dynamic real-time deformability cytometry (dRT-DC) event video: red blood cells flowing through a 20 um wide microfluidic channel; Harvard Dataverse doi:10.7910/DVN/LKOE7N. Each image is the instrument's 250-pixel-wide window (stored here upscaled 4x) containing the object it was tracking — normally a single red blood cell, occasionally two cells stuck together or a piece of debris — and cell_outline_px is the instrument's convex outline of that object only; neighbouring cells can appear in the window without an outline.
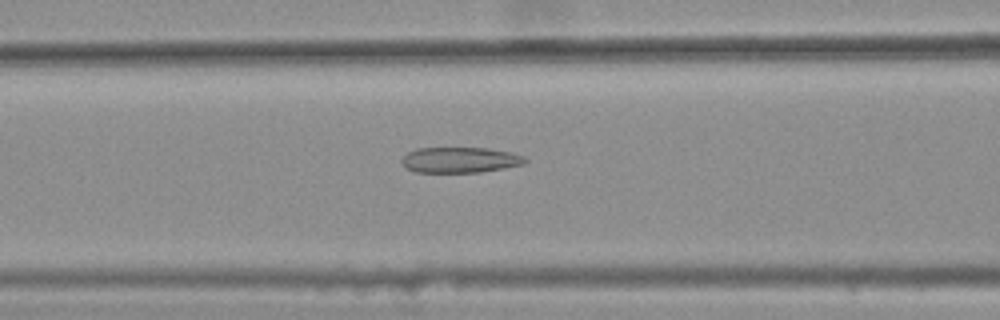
{"species": "common noctule bat (a hibernating species)", "species_latin": "Nyctalus noctula", "temperature_condition": "warm", "stored_images_in_passage": 48, "camera_frame_rate_fps": 3000, "um_per_image_px": 0.085, "animal": {"sex": "female", "body_mass_g": 25.1}, "frame": {"image": 1, "passage_image": 23, "time_ms": 7.333, "image_size_px": [1000, 320], "cell_outline_px": [[528, 160], [524, 164], [504, 168], [480, 172], [416, 172], [408, 168], [400, 160], [408, 152], [416, 148], [488, 148], [512, 152], [524, 156]], "centroid_in_image_um": [39.14, 13.59], "position_along_channel_um": 127.5, "area_um2": 18.38}}
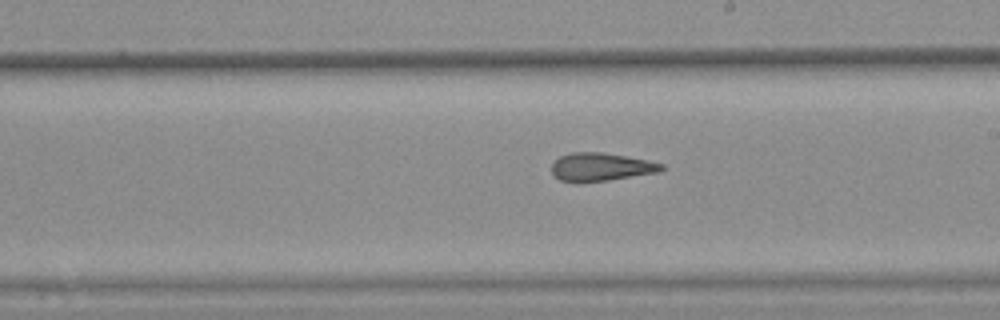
{"frame": {"image": 2, "passage_image": 32, "time_ms": 10.333, "image_size_px": [1000, 320], "cell_outline_px": [[664, 168], [660, 172], [608, 180], [580, 184], [560, 180], [552, 172], [552, 164], [560, 156], [572, 152], [600, 152], [648, 160], [664, 164]], "centroid_in_image_um": [51.07, 14.21], "position_along_channel_um": 237.9, "area_um2": 18.15}}
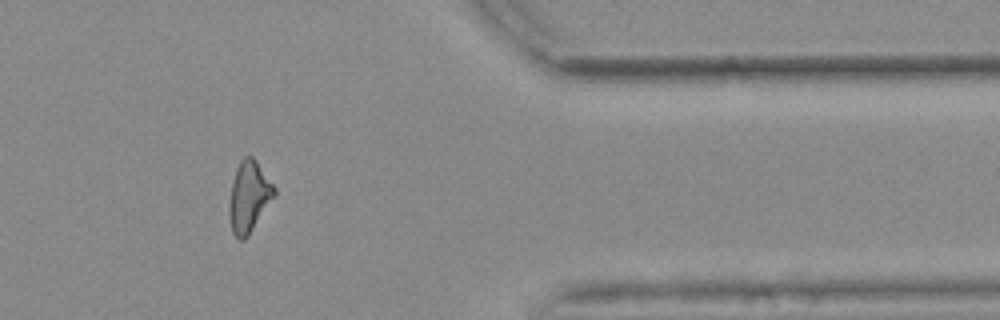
{"frame": {"image": 3, "passage_image": 46, "time_ms": 15.0, "image_size_px": [1000, 320], "cell_outline_px": [[276, 196], [248, 236], [244, 240], [240, 240], [232, 232], [228, 212], [228, 208], [232, 180], [236, 168], [240, 160], [244, 156], [252, 156], [256, 160], [276, 188]], "centroid_in_image_um": [21.16, 16.72], "position_along_channel_um": 390.2, "area_um2": 18.9}, "authors_computed_cell_mechanics": {"area_um2": 18.8717, "velocity_mm_per_s": 3.6921, "shape_relaxation_time_tau1_ms": null, "shape_relaxation_time_tau2_ms": 2.8997, "deformation_change_tau1": null, "deformation_change_tau2": 0.1285}}